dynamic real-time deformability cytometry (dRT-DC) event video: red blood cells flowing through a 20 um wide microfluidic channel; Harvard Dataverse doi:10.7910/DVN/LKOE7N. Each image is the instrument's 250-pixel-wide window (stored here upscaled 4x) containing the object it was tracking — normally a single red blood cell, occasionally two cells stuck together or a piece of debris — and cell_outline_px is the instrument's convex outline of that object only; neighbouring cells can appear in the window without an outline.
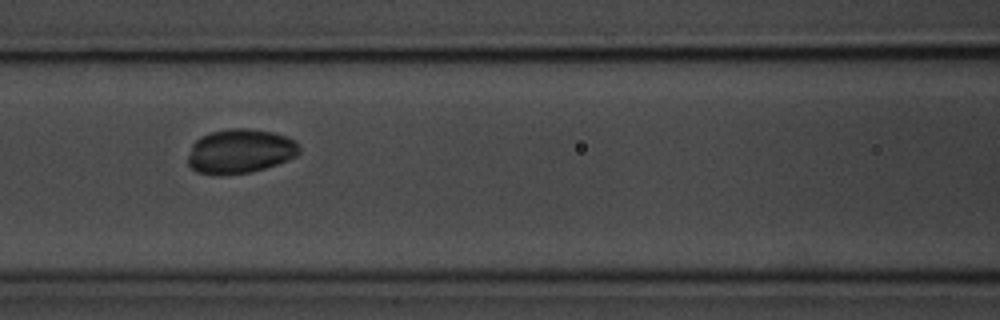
{"species": "common noctule bat (a hibernating species)", "species_latin": "Nyctalus noctula", "temperature_condition": "room temperature", "stored_images_in_passage": 10, "camera_frame_rate_fps": 3000, "um_per_image_px": 0.085, "animal": {"sex": "male", "body_mass_g": 20.1, "forearm_length_mm": 53.5}, "frame": {"image": 1, "passage_image": 7, "time_ms": 2.0, "image_size_px": [1000, 320], "cell_outline_px": [[300, 152], [296, 156], [288, 160], [264, 168], [248, 172], [220, 176], [216, 176], [196, 172], [188, 164], [188, 156], [192, 144], [200, 136], [212, 132], [228, 128], [248, 128], [272, 132], [296, 140], [300, 148]], "centroid_in_image_um": [20.39, 12.86], "position_along_channel_um": 146.2, "area_um2": 28.96}}
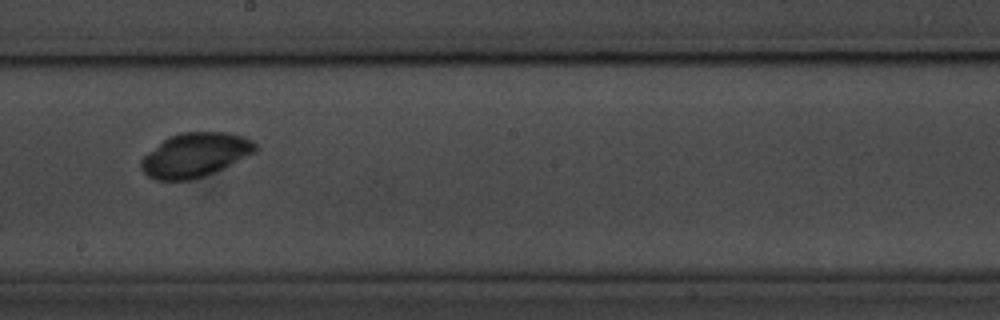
{"frame": {"image": 2, "passage_image": 9, "time_ms": 2.667, "image_size_px": [1000, 320], "cell_outline_px": [[260, 148], [256, 152], [224, 168], [204, 176], [192, 180], [156, 180], [148, 176], [140, 168], [140, 160], [148, 152], [168, 136], [180, 132], [228, 132], [244, 136], [252, 140]], "centroid_in_image_um": [16.61, 13.16], "position_along_channel_um": 231.6, "area_um2": 29.65}}